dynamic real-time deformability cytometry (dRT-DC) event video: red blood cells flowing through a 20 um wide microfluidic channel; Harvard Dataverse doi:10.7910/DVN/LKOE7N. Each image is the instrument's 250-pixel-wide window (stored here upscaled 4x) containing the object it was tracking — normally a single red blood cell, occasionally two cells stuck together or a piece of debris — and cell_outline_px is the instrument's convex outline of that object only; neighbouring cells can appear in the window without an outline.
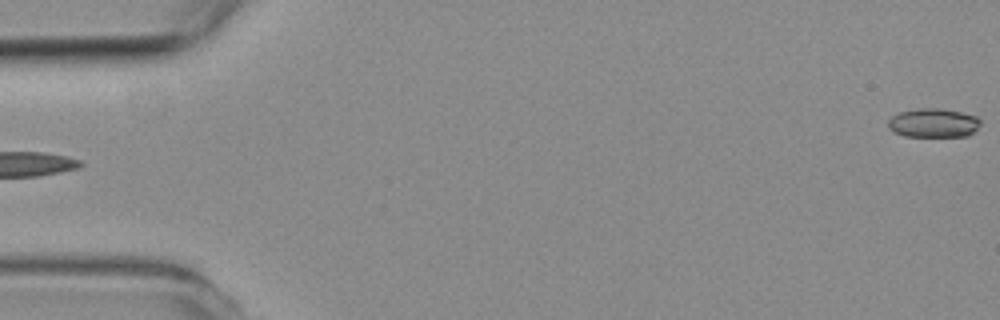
{"species": "common noctule bat (a hibernating species)", "species_latin": "Nyctalus noctula", "temperature_condition": "room temperature", "stored_images_in_passage": 6, "segment_of_instrument_passage": [2, 2], "camera_frame_rate_fps": 3000, "um_per_image_px": 0.085, "animal": {"sex": "female", "body_mass_g": 19.3, "forearm_length_mm": 54.1}, "frame": {"image": 1, "passage_image": 6, "time_ms": 6.0, "image_size_px": [1000, 320], "cell_outline_px": [[980, 124], [968, 136], [904, 136], [892, 132], [888, 128], [888, 120], [892, 116], [900, 112], [920, 108], [940, 108], [960, 112], [976, 116], [980, 120]], "centroid_in_image_um": [79.3, 10.45], "position_along_channel_um": 5.7, "area_um2": 15.55}}